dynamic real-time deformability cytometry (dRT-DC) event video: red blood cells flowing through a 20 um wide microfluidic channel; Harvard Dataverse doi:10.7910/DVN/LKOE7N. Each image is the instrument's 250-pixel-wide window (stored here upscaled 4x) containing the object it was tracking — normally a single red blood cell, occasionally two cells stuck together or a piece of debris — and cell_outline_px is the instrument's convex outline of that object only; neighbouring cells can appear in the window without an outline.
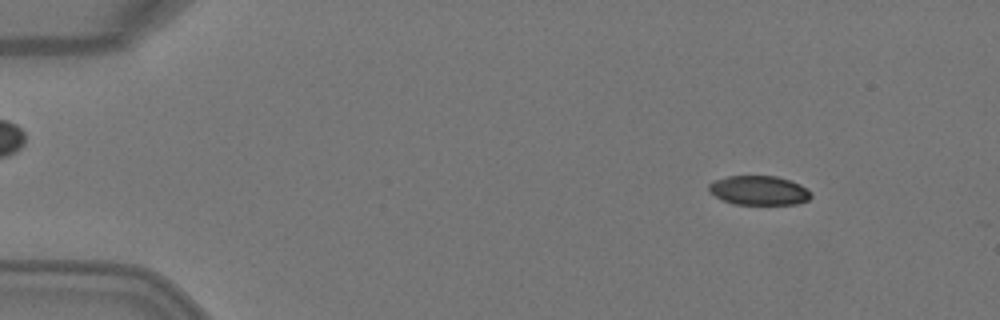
{"species": "Egyptian fruit bat (a non-hibernating species)", "species_latin": "Rousettus aegyptiacus", "temperature_condition": "warm", "stored_images_in_passage": 4, "camera_frame_rate_fps": 3000, "um_per_image_px": 0.085, "animal": {"sex": "female"}, "frame": {"image": 1, "passage_image": 1, "time_ms": 0.0, "image_size_px": [1000, 320], "cell_outline_px": [[812, 196], [808, 200], [796, 204], [732, 204], [708, 192], [708, 184], [712, 180], [728, 176], [776, 176], [800, 184], [812, 192]], "centroid_in_image_um": [64.49, 16.18], "position_along_channel_um": 20.5, "area_um2": 17.51}}